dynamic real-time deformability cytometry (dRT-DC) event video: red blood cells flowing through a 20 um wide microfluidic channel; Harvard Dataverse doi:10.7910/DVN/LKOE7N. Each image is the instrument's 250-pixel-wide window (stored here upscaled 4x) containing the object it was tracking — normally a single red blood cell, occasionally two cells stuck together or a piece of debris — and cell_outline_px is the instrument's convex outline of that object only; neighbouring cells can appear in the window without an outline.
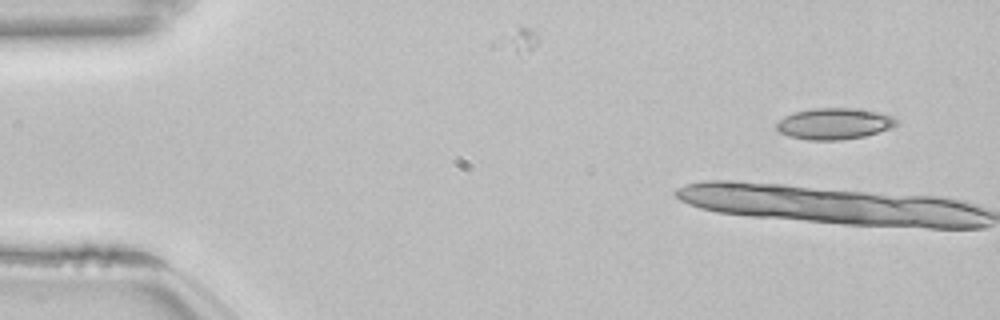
{"species": "common noctule bat (a hibernating species)", "species_latin": "Nyctalus noctula", "temperature_condition": "room temperature", "stored_images_in_passage": 10, "camera_frame_rate_fps": 3000, "um_per_image_px": 0.085, "animal": {"sex": "female", "body_mass_g": 22.7, "forearm_length_mm": 54.2}, "frame": {"image": 1, "passage_image": 1, "time_ms": 0.0, "image_size_px": [1000, 320], "cell_outline_px": [[900, 124], [892, 128], [864, 136], [840, 140], [808, 140], [788, 136], [780, 132], [776, 128], [776, 124], [784, 116], [792, 112], [812, 108], [852, 108], [880, 112], [892, 116], [900, 120]], "centroid_in_image_um": [70.94, 10.51], "position_along_channel_um": 14.1, "area_um2": 22.14}}